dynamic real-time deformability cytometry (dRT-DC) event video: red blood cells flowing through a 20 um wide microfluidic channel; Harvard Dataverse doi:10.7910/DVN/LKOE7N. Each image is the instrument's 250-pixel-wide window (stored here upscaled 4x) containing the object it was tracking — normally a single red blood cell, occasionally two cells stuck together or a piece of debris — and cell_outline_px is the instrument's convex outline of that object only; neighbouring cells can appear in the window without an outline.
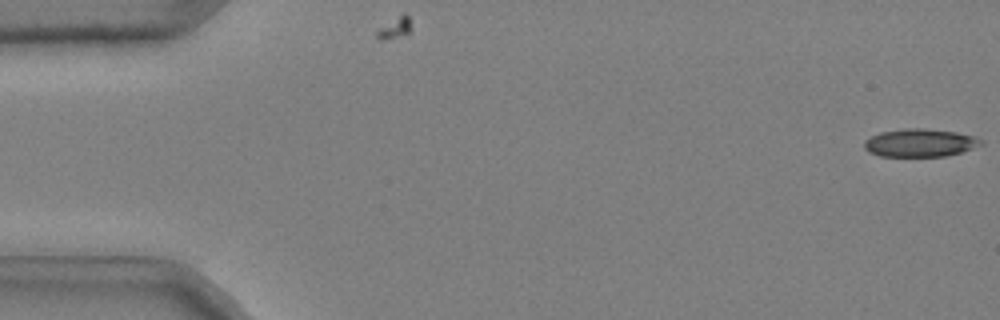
{"species": "common noctule bat (a hibernating species)", "species_latin": "Nyctalus noctula", "temperature_condition": "cold", "stored_images_in_passage": 50, "camera_frame_rate_fps": 3000, "um_per_image_px": 0.085, "animal": {"sex": "male", "body_mass_g": 20.4}, "frame": {"image": 1, "passage_image": 1, "time_ms": 0.0, "image_size_px": [1000, 320], "cell_outline_px": [[984, 144], [960, 152], [944, 156], [880, 156], [868, 152], [864, 148], [864, 140], [880, 132], [904, 128], [924, 128], [956, 132], [976, 136], [984, 140]], "centroid_in_image_um": [78.21, 12.13], "position_along_channel_um": 6.8, "area_um2": 19.13}}
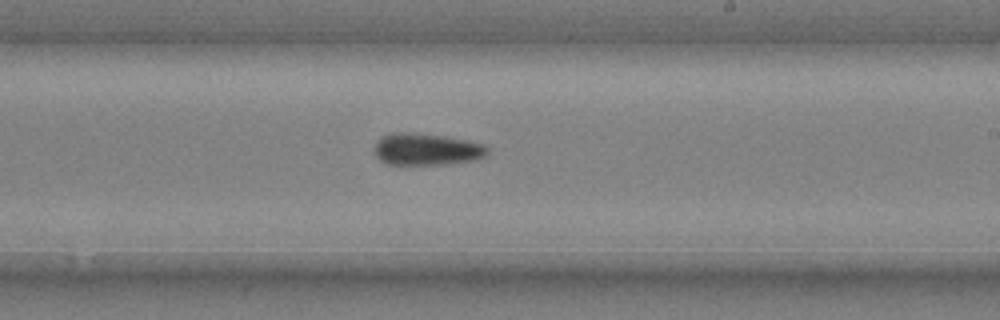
{"frame": {"image": 2, "passage_image": 32, "time_ms": 10.333, "image_size_px": [1000, 320], "cell_outline_px": [[488, 152], [484, 156], [476, 160], [448, 164], [388, 164], [380, 160], [376, 156], [376, 144], [384, 136], [392, 132], [412, 132], [444, 136], [484, 144], [488, 148]], "centroid_in_image_um": [36.29, 12.69], "position_along_channel_um": 252.7, "area_um2": 20.81}}
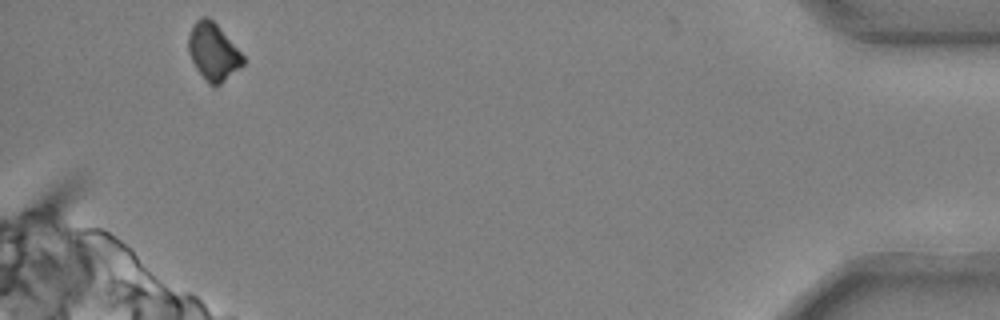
{"frame": {"image": 3, "passage_image": 50, "time_ms": 16.333, "image_size_px": [1000, 320], "cell_outline_px": [[244, 64], [216, 88], [212, 88], [208, 84], [196, 68], [188, 52], [188, 36], [192, 24], [200, 16], [208, 16], [216, 24], [244, 56]], "centroid_in_image_um": [18.1, 4.42], "position_along_channel_um": 417.1, "area_um2": 18.26}}